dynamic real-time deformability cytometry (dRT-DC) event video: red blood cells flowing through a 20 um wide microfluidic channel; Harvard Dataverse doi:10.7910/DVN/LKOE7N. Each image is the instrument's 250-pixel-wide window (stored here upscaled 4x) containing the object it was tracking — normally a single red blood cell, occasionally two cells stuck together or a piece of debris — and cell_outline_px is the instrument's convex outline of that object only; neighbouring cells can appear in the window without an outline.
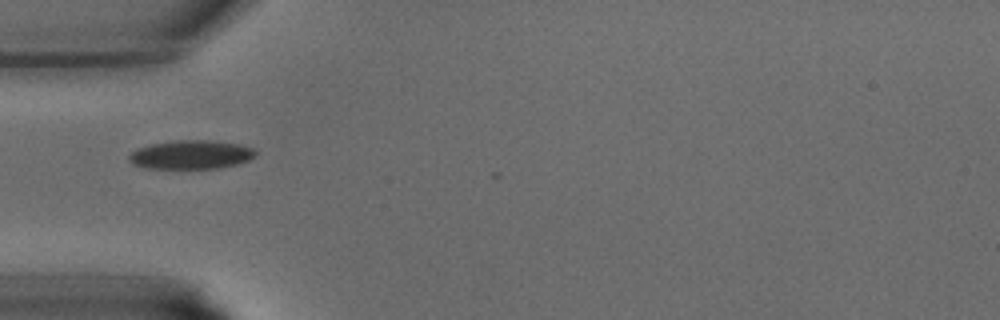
{"species": "common noctule bat (a hibernating species)", "species_latin": "Nyctalus noctula", "temperature_condition": "warm", "stored_images_in_passage": 3, "camera_frame_rate_fps": 3000, "um_per_image_px": 0.085, "animal": {"sex": "male", "body_mass_g": 15.6}, "frame": {"image": 1, "passage_image": 1, "time_ms": 0.0, "image_size_px": [1000, 320], "cell_outline_px": [[256, 156], [240, 164], [220, 168], [144, 168], [132, 164], [128, 160], [128, 156], [136, 148], [152, 144], [176, 140], [212, 140], [240, 144], [256, 148]], "centroid_in_image_um": [16.27, 13.14], "position_along_channel_um": 68.7, "area_um2": 21.5}}